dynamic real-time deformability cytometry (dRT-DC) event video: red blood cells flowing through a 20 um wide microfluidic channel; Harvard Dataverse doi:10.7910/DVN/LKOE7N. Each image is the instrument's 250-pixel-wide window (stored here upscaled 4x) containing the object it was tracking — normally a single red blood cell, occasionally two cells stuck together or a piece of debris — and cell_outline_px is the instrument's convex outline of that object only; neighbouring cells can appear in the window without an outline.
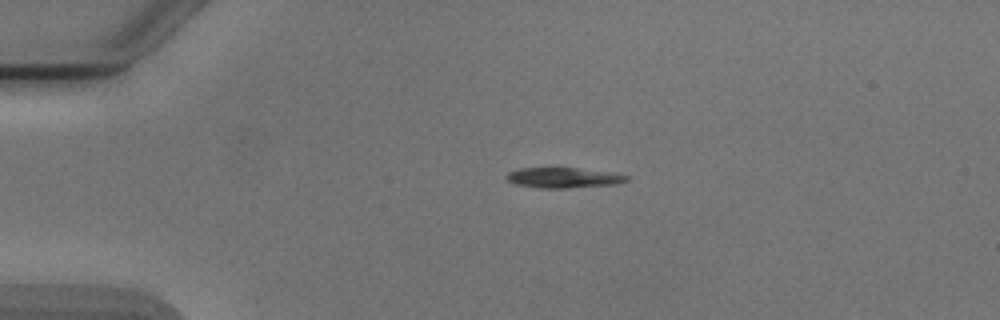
{"species": "Egyptian fruit bat (a non-hibernating species)", "species_latin": "Rousettus aegyptiacus", "temperature_condition": "cold", "stored_images_in_passage": 2, "camera_frame_rate_fps": 3000, "um_per_image_px": 0.085, "animal": {"sex": "male"}, "frame": {"image": 1, "passage_image": 1, "time_ms": 0.0, "image_size_px": [1000, 320], "cell_outline_px": [[632, 176], [628, 180], [616, 184], [568, 188], [540, 188], [516, 184], [508, 180], [504, 176], [508, 172], [520, 168], [548, 164], [612, 172]], "centroid_in_image_um": [47.86, 15.05], "position_along_channel_um": 37.1, "area_um2": 15.2}}